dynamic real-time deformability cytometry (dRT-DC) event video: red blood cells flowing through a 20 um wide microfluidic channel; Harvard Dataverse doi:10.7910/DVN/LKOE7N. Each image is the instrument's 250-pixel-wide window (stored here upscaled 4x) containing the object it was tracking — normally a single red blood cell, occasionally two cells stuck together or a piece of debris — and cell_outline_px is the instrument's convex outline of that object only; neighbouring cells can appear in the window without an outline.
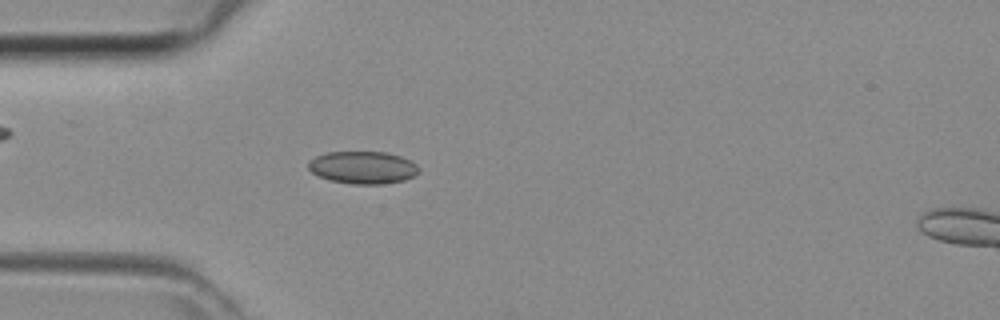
{"species": "common noctule bat (a hibernating species)", "species_latin": "Nyctalus noctula", "temperature_condition": "room temperature", "stored_images_in_passage": 33, "camera_frame_rate_fps": 3000, "um_per_image_px": 0.085, "animal": {"sex": "female", "body_mass_g": 29.2, "forearm_length_mm": 56.3}, "frame": {"image": 1, "passage_image": 1, "time_ms": 0.0, "image_size_px": [1000, 320], "cell_outline_px": [[420, 172], [404, 180], [384, 184], [352, 184], [332, 180], [320, 176], [312, 172], [308, 168], [308, 160], [316, 156], [328, 152], [384, 152], [400, 156], [416, 164], [420, 168]], "centroid_in_image_um": [30.85, 14.23], "position_along_channel_um": 54.2, "area_um2": 20.81}}
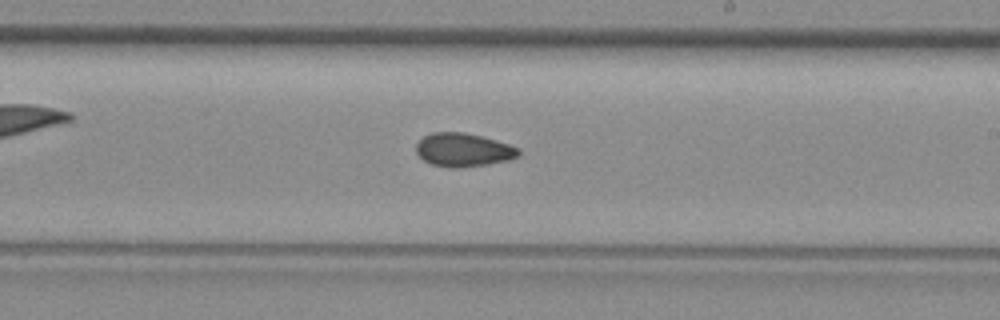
{"frame": {"image": 2, "passage_image": 14, "time_ms": 4.333, "image_size_px": [1000, 320], "cell_outline_px": [[520, 156], [508, 160], [488, 164], [460, 168], [448, 168], [432, 164], [424, 160], [416, 152], [416, 144], [424, 136], [432, 132], [464, 132], [496, 140], [520, 148]], "centroid_in_image_um": [39.39, 12.75], "position_along_channel_um": 249.6, "area_um2": 20.06}}
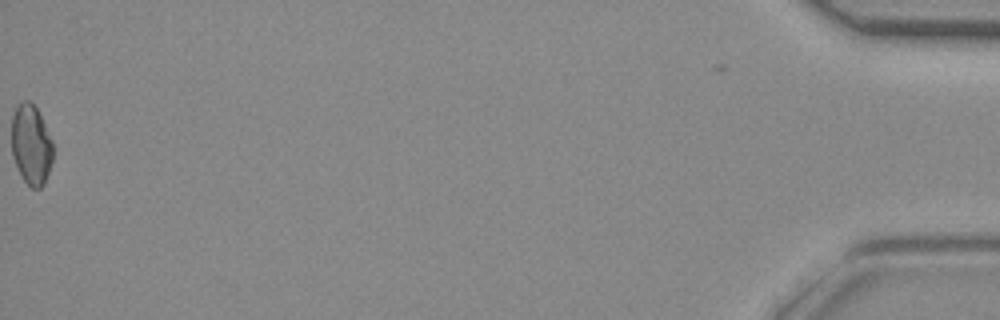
{"frame": {"image": 3, "passage_image": 33, "time_ms": 10.667, "image_size_px": [1000, 320], "cell_outline_px": [[52, 160], [44, 184], [40, 188], [32, 188], [24, 180], [12, 156], [12, 112], [24, 100], [28, 100], [36, 108], [52, 140]], "centroid_in_image_um": [2.63, 12.3], "position_along_channel_um": 432.6, "area_um2": 18.96}}